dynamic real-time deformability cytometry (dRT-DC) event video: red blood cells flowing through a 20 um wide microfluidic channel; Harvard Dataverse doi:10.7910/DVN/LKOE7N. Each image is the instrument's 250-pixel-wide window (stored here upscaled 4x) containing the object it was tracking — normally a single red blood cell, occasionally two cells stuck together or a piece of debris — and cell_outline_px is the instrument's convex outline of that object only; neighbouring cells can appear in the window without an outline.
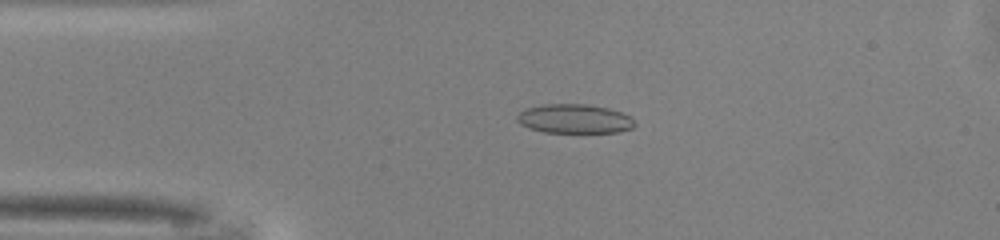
{"species": "common noctule bat (a hibernating species)", "species_latin": "Nyctalus noctula", "temperature_condition": "warm", "stored_images_in_passage": 48, "camera_frame_rate_fps": 3000, "um_per_image_px": 0.085, "animal": {"sex": "male", "body_mass_g": 13.0, "forearm_length_mm": 53.1}, "frame": {"image": 1, "passage_image": 10, "time_ms": 3.0, "image_size_px": [1000, 240], "cell_outline_px": [[636, 124], [632, 128], [620, 132], [544, 132], [528, 128], [520, 124], [516, 120], [516, 116], [520, 112], [528, 108], [544, 104], [588, 104], [608, 108], [632, 116]], "centroid_in_image_um": [48.84, 10.1], "position_along_channel_um": 36.2, "area_um2": 20.06}}
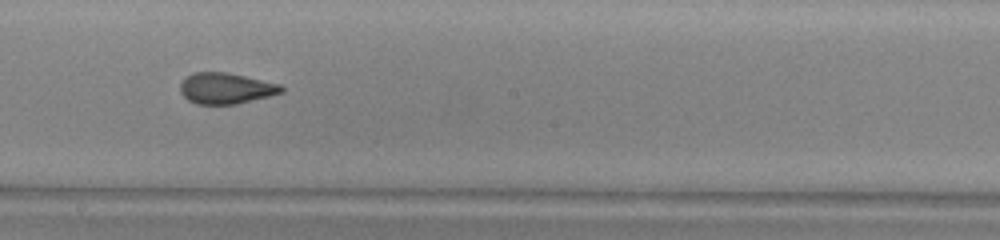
{"frame": {"image": 2, "passage_image": 26, "time_ms": 8.333, "image_size_px": [1000, 240], "cell_outline_px": [[284, 92], [236, 104], [196, 104], [188, 100], [180, 92], [180, 84], [192, 72], [224, 72], [244, 76], [280, 84], [284, 88]], "centroid_in_image_um": [19.19, 7.51], "position_along_channel_um": 229.0, "area_um2": 18.09}}
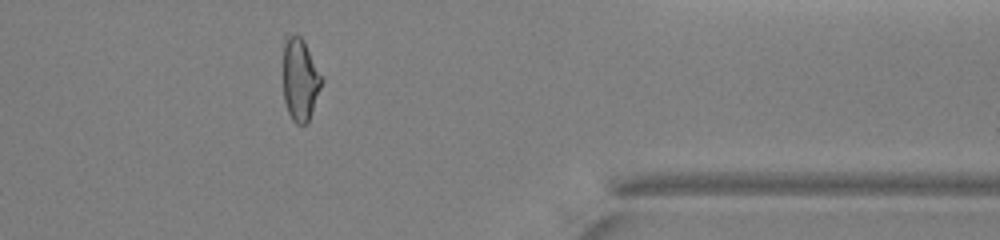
{"frame": {"image": 3, "passage_image": 39, "time_ms": 12.667, "image_size_px": [1000, 240], "cell_outline_px": [[324, 80], [308, 124], [296, 124], [292, 120], [288, 112], [284, 100], [284, 44], [288, 36], [300, 36], [304, 40], [324, 76]], "centroid_in_image_um": [25.56, 6.8], "position_along_channel_um": 385.8, "area_um2": 18.73}, "authors_computed_cell_mechanics": {"area_um2": 19.1896, "velocity_mm_per_s": 4.1427, "shape_relaxation_time_tau1_ms": 10.8669, "shape_relaxation_time_tau2_ms": 1.4119, "deformation_change_tau1": 0.2407, "deformation_change_tau2": 0.0844}}